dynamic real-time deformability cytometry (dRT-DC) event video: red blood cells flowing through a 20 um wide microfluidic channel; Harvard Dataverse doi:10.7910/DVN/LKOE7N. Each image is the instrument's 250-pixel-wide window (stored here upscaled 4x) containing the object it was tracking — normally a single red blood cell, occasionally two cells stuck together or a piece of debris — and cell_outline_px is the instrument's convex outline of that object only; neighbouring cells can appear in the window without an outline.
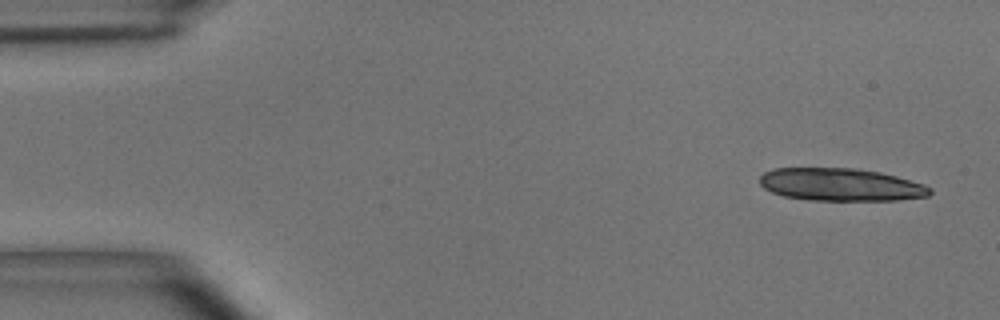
{"species": "common noctule bat (a hibernating species)", "species_latin": "Nyctalus noctula", "temperature_condition": "room temperature", "stored_images_in_passage": 20, "camera_frame_rate_fps": 3000, "um_per_image_px": 0.085, "animal": {"sex": "male", "body_mass_g": 15.6}, "frame": {"image": 1, "passage_image": 1, "time_ms": 0.0, "image_size_px": [1000, 320], "cell_outline_px": [[932, 192], [928, 196], [896, 200], [808, 200], [784, 196], [772, 192], [764, 188], [760, 184], [760, 176], [764, 172], [772, 168], [856, 168], [880, 172], [896, 176], [924, 184], [932, 188]], "centroid_in_image_um": [71.46, 15.69], "position_along_channel_um": 13.5, "area_um2": 32.48}}
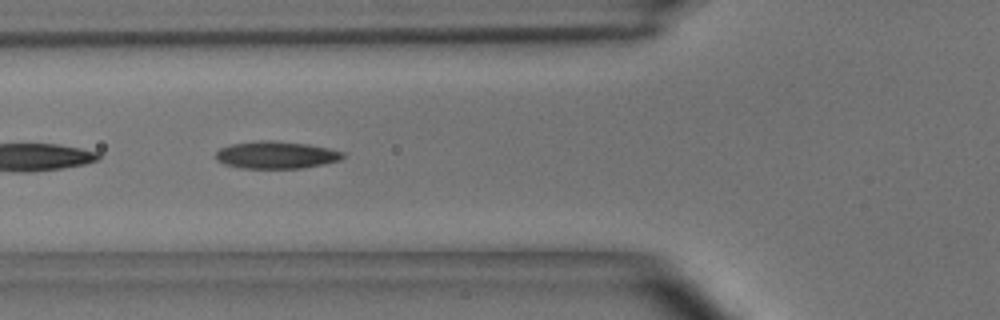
{"frame": {"image": 2, "passage_image": 18, "time_ms": 5.667, "image_size_px": [1000, 320], "cell_outline_px": [[348, 156], [340, 160], [324, 164], [304, 168], [244, 168], [224, 164], [216, 160], [216, 152], [220, 148], [232, 144], [260, 140], [272, 140], [308, 144], [328, 148], [344, 152]], "centroid_in_image_um": [23.51, 13.17], "position_along_channel_um": 102.3, "area_um2": 20.35}}